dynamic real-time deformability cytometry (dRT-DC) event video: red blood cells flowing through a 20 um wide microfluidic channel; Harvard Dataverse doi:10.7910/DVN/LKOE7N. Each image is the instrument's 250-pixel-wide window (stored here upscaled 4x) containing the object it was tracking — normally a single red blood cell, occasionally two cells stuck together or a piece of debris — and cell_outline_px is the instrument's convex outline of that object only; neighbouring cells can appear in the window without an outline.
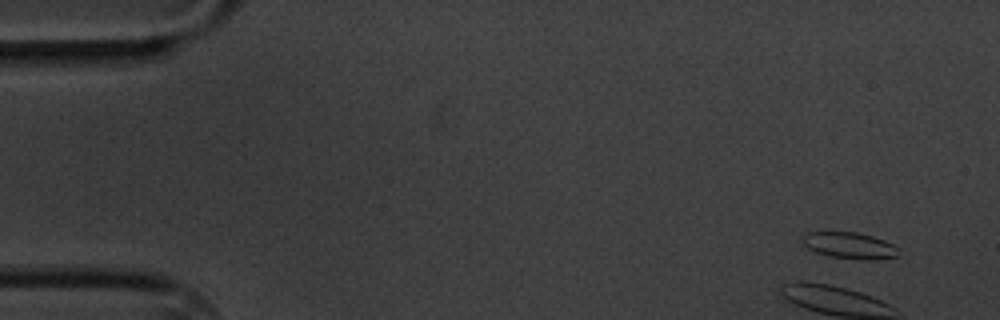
{"species": "common noctule bat (a hibernating species)", "species_latin": "Nyctalus noctula", "temperature_condition": "cold", "stored_images_in_passage": 4, "camera_frame_rate_fps": 3000, "um_per_image_px": 0.085, "animal": {"sex": "male", "body_mass_g": 20.1, "forearm_length_mm": 53.5}, "frame": {"image": 1, "passage_image": 1, "time_ms": 0.0, "image_size_px": [1000, 320], "cell_outline_px": [[900, 256], [880, 260], [860, 260], [828, 256], [816, 252], [808, 248], [800, 240], [808, 232], [856, 232], [872, 236], [884, 240], [892, 244], [896, 248]], "centroid_in_image_um": [72.23, 20.89], "position_along_channel_um": 12.8, "area_um2": 14.91}}